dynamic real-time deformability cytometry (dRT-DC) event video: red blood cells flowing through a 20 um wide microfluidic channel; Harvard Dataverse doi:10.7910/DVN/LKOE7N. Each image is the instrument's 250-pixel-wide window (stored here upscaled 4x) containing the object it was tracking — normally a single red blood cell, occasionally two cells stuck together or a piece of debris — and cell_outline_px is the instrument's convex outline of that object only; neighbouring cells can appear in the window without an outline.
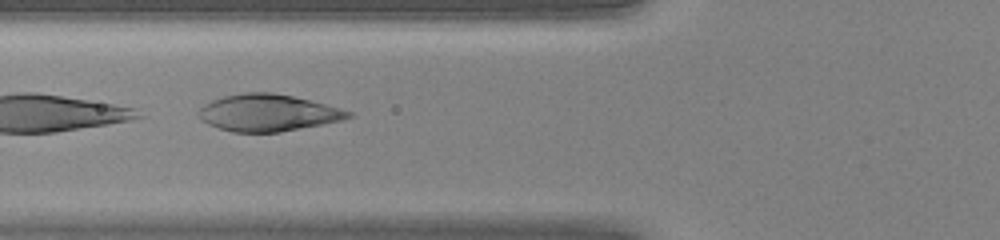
{"species": "human", "species_latin": "Homo sapiens", "temperature_condition": "warm", "stored_images_in_passage": 30, "camera_frame_rate_fps": 3000, "um_per_image_px": 0.085, "donor": {"sex": "female"}, "frame": {"image": 1, "passage_image": 17, "time_ms": 5.333, "image_size_px": [1000, 240], "cell_outline_px": [[352, 116], [340, 120], [280, 132], [232, 132], [208, 124], [200, 120], [196, 112], [204, 104], [212, 100], [224, 96], [248, 92], [272, 92], [292, 96], [324, 104], [352, 112]], "centroid_in_image_um": [22.7, 9.58], "position_along_channel_um": 103.1, "area_um2": 31.79}}
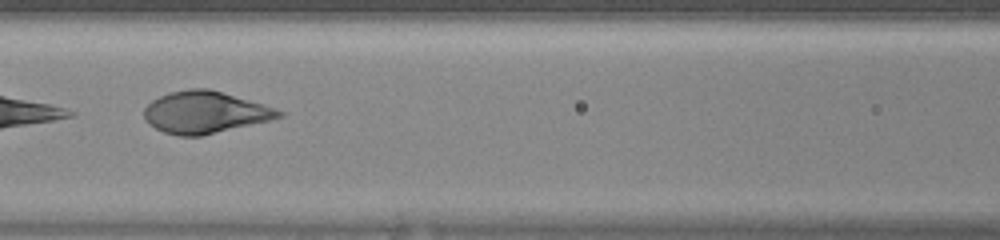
{"frame": {"image": 2, "passage_image": 20, "time_ms": 6.333, "image_size_px": [1000, 240], "cell_outline_px": [[284, 116], [268, 120], [200, 136], [180, 136], [164, 132], [148, 124], [144, 120], [144, 108], [152, 100], [168, 92], [188, 88], [208, 88], [264, 104], [276, 108], [284, 112]], "centroid_in_image_um": [17.39, 9.53], "position_along_channel_um": 149.2, "area_um2": 32.77}}
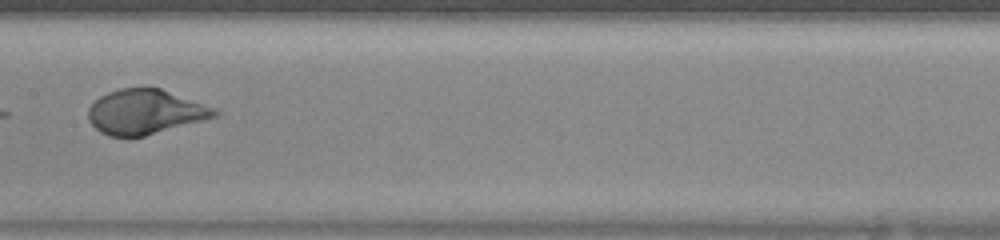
{"frame": {"image": 3, "passage_image": 23, "time_ms": 7.333, "image_size_px": [1000, 240], "cell_outline_px": [[220, 112], [216, 116], [204, 120], [144, 136], [108, 136], [100, 132], [88, 120], [88, 108], [100, 96], [108, 92], [120, 88], [144, 84], [160, 88], [216, 108]], "centroid_in_image_um": [12.33, 9.47], "position_along_channel_um": 195.1, "area_um2": 33.29}}